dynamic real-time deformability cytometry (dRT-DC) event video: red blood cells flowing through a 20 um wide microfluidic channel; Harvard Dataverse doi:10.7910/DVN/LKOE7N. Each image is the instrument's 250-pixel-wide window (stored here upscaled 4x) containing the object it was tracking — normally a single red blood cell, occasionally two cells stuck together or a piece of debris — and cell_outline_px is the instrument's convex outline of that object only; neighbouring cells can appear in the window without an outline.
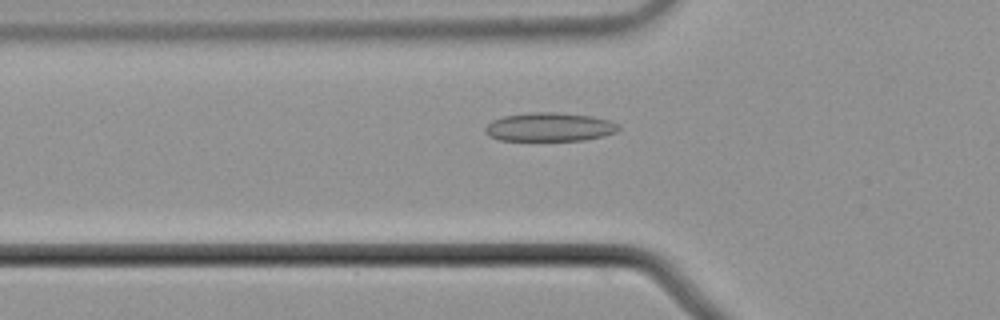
{"species": "common noctule bat (a hibernating species)", "species_latin": "Nyctalus noctula", "temperature_condition": "cold", "stored_images_in_passage": 55, "camera_frame_rate_fps": 3000, "um_per_image_px": 0.085, "animal": {"sex": "male", "body_mass_g": 21.5, "forearm_length_mm": 52.0}, "frame": {"image": 1, "passage_image": 19, "time_ms": 6.0, "image_size_px": [1000, 320], "cell_outline_px": [[620, 128], [616, 132], [604, 136], [584, 140], [500, 140], [488, 136], [484, 132], [484, 128], [492, 120], [504, 116], [528, 112], [556, 112], [592, 116], [608, 120], [620, 124]], "centroid_in_image_um": [46.71, 10.79], "position_along_channel_um": 79.1, "area_um2": 22.43}}
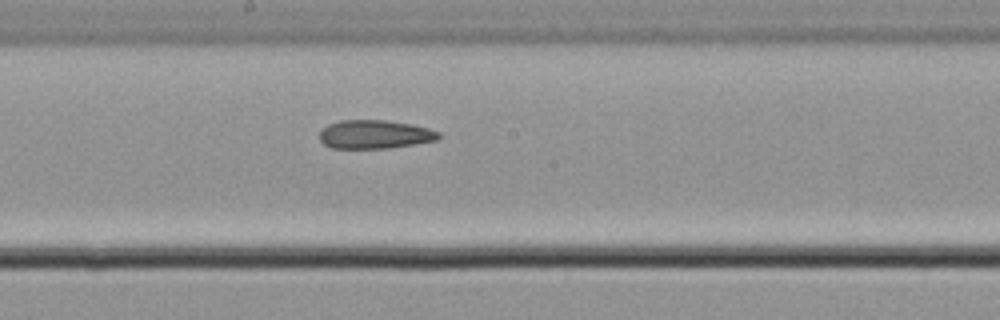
{"frame": {"image": 2, "passage_image": 30, "time_ms": 9.667, "image_size_px": [1000, 320], "cell_outline_px": [[440, 140], [388, 148], [332, 148], [324, 144], [320, 140], [320, 132], [328, 124], [340, 120], [384, 120], [412, 124], [428, 128], [440, 132]], "centroid_in_image_um": [31.88, 11.42], "position_along_channel_um": 216.3, "area_um2": 19.88}}
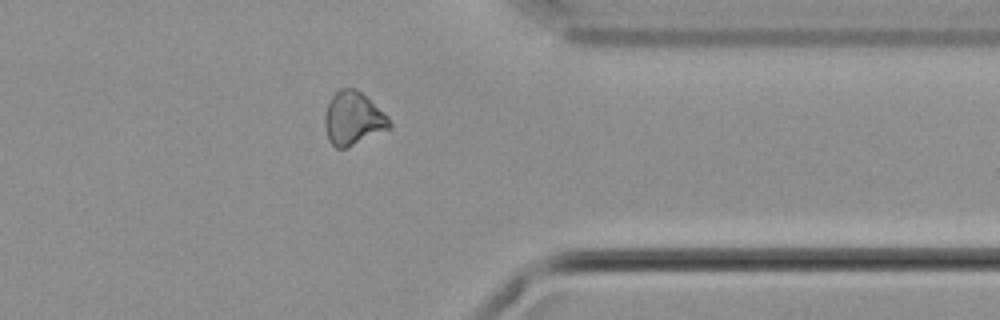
{"frame": {"image": 3, "passage_image": 44, "time_ms": 14.333, "image_size_px": [1000, 320], "cell_outline_px": [[392, 128], [344, 148], [336, 148], [328, 140], [324, 124], [324, 112], [332, 96], [340, 88], [356, 88], [384, 112], [388, 116], [392, 124]], "centroid_in_image_um": [30.01, 10.06], "position_along_channel_um": 381.4, "area_um2": 20.06}, "authors_computed_cell_mechanics": {"area_um2": 20.7502, "velocity_mm_per_s": 3.7334, "shape_relaxation_time_tau1_ms": null, "shape_relaxation_time_tau2_ms": 5.4168, "deformation_change_tau1": null, "deformation_change_tau2": 0.128}}